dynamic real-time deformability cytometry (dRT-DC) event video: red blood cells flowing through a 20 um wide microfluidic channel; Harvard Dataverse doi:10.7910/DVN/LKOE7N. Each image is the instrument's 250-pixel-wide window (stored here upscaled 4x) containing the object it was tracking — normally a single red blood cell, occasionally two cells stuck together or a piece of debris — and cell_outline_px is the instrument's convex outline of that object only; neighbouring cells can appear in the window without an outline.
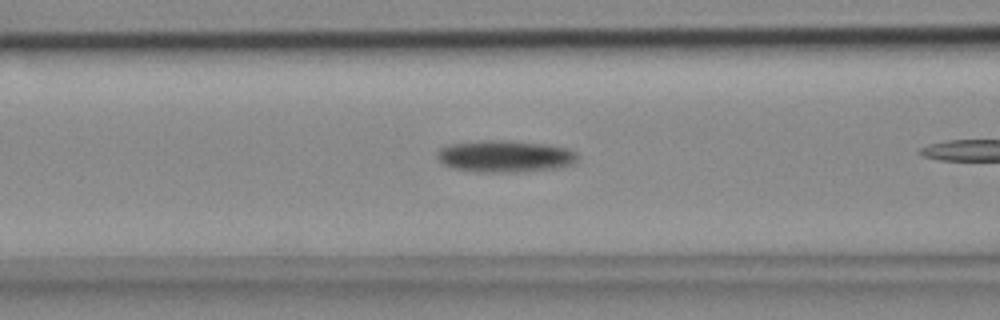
{"species": "common noctule bat (a hibernating species)", "species_latin": "Nyctalus noctula", "temperature_condition": "cold", "stored_images_in_passage": 6, "camera_frame_rate_fps": 3000, "um_per_image_px": 0.085, "animal": {"sex": "female", "body_mass_g": 18.4}, "frame": {"image": 1, "passage_image": 5, "time_ms": 1.333, "image_size_px": [1000, 320], "cell_outline_px": [[576, 160], [572, 164], [556, 168], [520, 172], [476, 172], [452, 168], [440, 164], [436, 156], [436, 152], [440, 148], [448, 144], [480, 140], [508, 140], [548, 144], [568, 148], [576, 152]], "centroid_in_image_um": [42.86, 13.28], "position_along_channel_um": 123.7, "area_um2": 26.53}}